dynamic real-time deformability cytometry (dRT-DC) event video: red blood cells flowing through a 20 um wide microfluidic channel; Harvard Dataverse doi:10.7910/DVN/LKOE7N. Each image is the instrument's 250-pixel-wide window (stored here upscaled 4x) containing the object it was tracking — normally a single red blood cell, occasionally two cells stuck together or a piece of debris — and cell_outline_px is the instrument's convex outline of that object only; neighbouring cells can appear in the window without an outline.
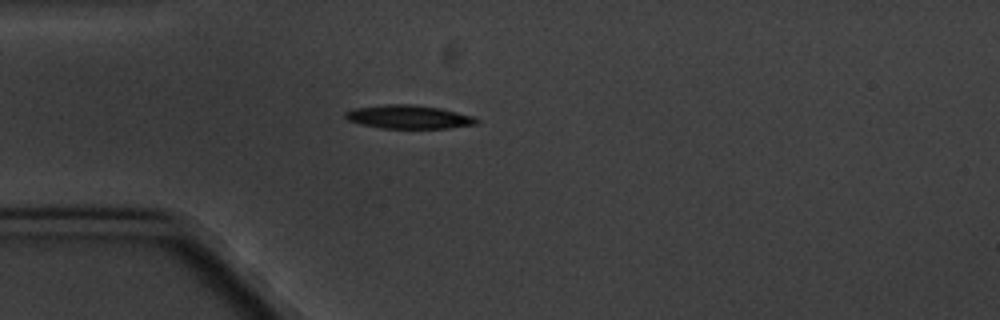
{"species": "common noctule bat (a hibernating species)", "species_latin": "Nyctalus noctula", "temperature_condition": "cold", "stored_images_in_passage": 4, "camera_frame_rate_fps": 3000, "um_per_image_px": 0.085, "animal": {"sex": "male", "body_mass_g": 20.1, "forearm_length_mm": 53.5}, "frame": {"image": 1, "passage_image": 4, "time_ms": 3.333, "image_size_px": [1000, 320], "cell_outline_px": [[480, 120], [476, 124], [448, 128], [380, 128], [348, 120], [344, 116], [344, 112], [352, 108], [384, 104], [412, 104], [440, 108], [472, 116]], "centroid_in_image_um": [34.71, 9.93], "position_along_channel_um": 50.3, "area_um2": 17.92}}